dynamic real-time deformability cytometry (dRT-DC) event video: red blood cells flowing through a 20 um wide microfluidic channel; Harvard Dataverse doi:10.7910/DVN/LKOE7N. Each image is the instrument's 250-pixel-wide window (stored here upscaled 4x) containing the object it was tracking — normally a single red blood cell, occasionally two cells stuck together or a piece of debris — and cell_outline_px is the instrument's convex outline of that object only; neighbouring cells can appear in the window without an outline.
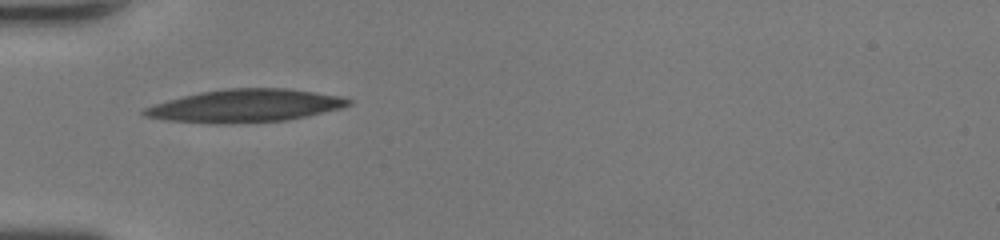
{"species": "human", "species_latin": "Homo sapiens", "temperature_condition": "room temperature", "stored_images_in_passage": 33, "camera_frame_rate_fps": 3000, "um_per_image_px": 0.085, "donor": {"sex": "female"}, "frame": {"image": 1, "passage_image": 1, "time_ms": 0.0, "image_size_px": [1000, 240], "cell_outline_px": [[352, 104], [340, 108], [308, 116], [288, 120], [220, 124], [168, 120], [144, 116], [140, 112], [144, 108], [168, 100], [200, 92], [228, 88], [288, 88], [340, 96], [352, 100]], "centroid_in_image_um": [20.86, 8.99], "position_along_channel_um": 64.1, "area_um2": 38.84}}
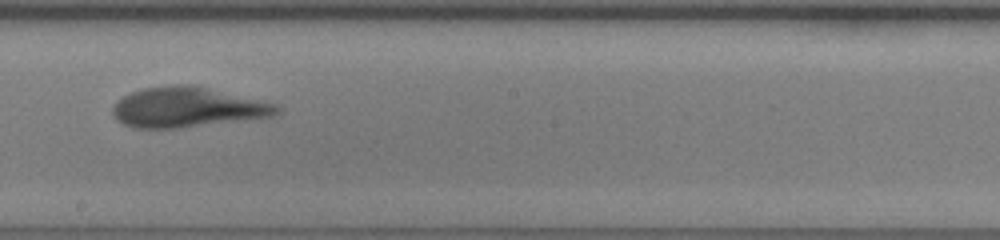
{"frame": {"image": 2, "passage_image": 13, "time_ms": 4.0, "image_size_px": [1000, 240], "cell_outline_px": [[284, 108], [280, 112], [272, 116], [176, 128], [132, 128], [116, 120], [112, 112], [112, 108], [124, 96], [132, 92], [144, 88], [176, 84], [188, 84], [276, 104]], "centroid_in_image_um": [15.9, 9.13], "position_along_channel_um": 232.3, "area_um2": 37.63}}
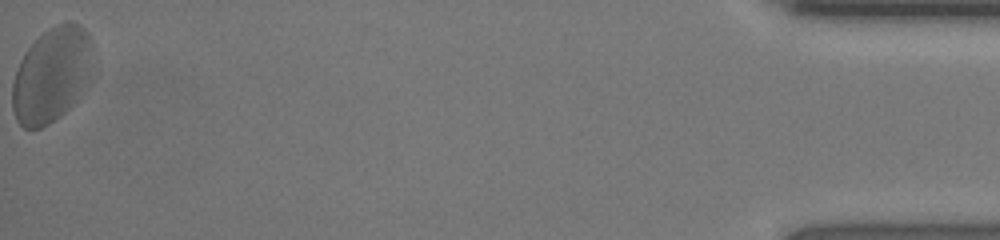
{"frame": {"image": 3, "passage_image": 33, "time_ms": 10.667, "image_size_px": [1000, 240], "cell_outline_px": [[92, 80], [80, 100], [60, 116], [48, 124], [40, 128], [24, 128], [16, 120], [12, 108], [12, 84], [20, 60], [24, 52], [48, 28], [56, 24], [68, 20], [80, 24], [88, 32], [92, 44]], "centroid_in_image_um": [4.45, 6.36], "position_along_channel_um": 430.8, "area_um2": 45.6}, "authors_computed_cell_mechanics": {"area_um2": 38.726, "velocity_mm_per_s": 4.3368, "shape_relaxation_time_tau1_ms": 2.8825, "shape_relaxation_time_tau2_ms": 1.7896, "deformation_change_tau1": 0.1476, "deformation_change_tau2": 0.11}}